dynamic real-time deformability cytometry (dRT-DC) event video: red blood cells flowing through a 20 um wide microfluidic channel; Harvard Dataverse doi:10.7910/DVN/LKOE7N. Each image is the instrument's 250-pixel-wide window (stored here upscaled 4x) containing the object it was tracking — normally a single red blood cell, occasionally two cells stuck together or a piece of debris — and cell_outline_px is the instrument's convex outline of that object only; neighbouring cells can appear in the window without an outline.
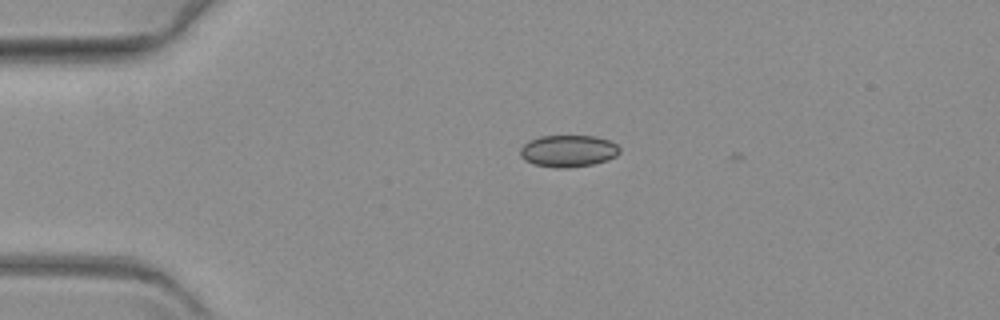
{"species": "common noctule bat (a hibernating species)", "species_latin": "Nyctalus noctula", "temperature_condition": "warm", "stored_images_in_passage": 4, "camera_frame_rate_fps": 3000, "um_per_image_px": 0.085, "animal": {"sex": "female", "body_mass_g": 19.3, "forearm_length_mm": 54.1}, "frame": {"image": 1, "passage_image": 3, "time_ms": 0.667, "image_size_px": [1000, 320], "cell_outline_px": [[620, 152], [616, 156], [608, 160], [592, 164], [568, 168], [556, 168], [536, 164], [524, 160], [520, 156], [520, 148], [528, 140], [540, 136], [596, 136], [608, 140], [616, 144], [620, 148]], "centroid_in_image_um": [48.3, 12.83], "position_along_channel_um": 36.7, "area_um2": 18.55}}